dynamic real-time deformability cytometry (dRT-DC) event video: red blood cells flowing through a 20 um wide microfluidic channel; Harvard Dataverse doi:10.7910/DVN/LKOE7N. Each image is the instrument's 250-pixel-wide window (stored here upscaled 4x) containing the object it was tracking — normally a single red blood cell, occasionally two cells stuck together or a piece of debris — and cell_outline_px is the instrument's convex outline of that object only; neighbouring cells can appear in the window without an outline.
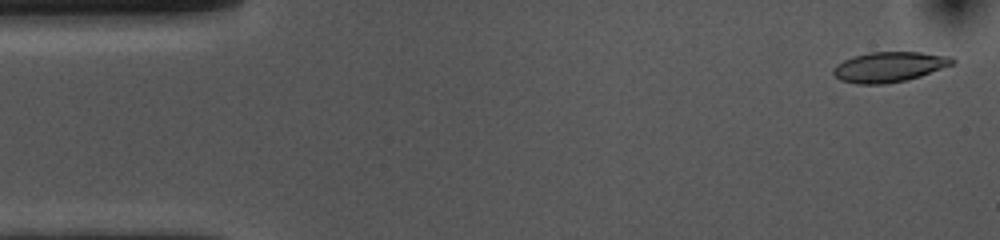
{"species": "common noctule bat (a hibernating species)", "species_latin": "Nyctalus noctula", "temperature_condition": "cold", "stored_images_in_passage": 54, "camera_frame_rate_fps": 3000, "um_per_image_px": 0.085, "animal": {"sex": "female", "body_mass_g": 10.0, "forearm_length_mm": 53.1}, "frame": {"image": 1, "passage_image": 2, "time_ms": 0.333, "image_size_px": [1000, 240], "cell_outline_px": [[956, 64], [920, 76], [904, 80], [884, 84], [856, 84], [840, 80], [832, 72], [832, 68], [836, 64], [852, 56], [868, 52], [920, 52], [952, 56], [956, 60]], "centroid_in_image_um": [75.6, 5.67], "position_along_channel_um": 9.4, "area_um2": 21.15}}
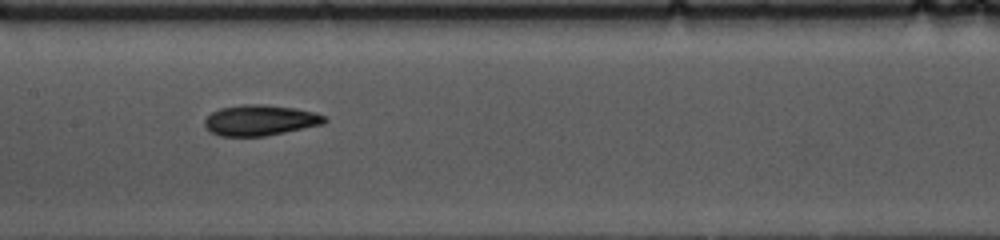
{"frame": {"image": 2, "passage_image": 25, "time_ms": 8.0, "image_size_px": [1000, 240], "cell_outline_px": [[328, 120], [324, 124], [264, 136], [220, 136], [204, 128], [204, 120], [212, 112], [220, 108], [244, 104], [264, 104], [296, 108], [316, 112], [328, 116]], "centroid_in_image_um": [22.14, 10.21], "position_along_channel_um": 185.3, "area_um2": 21.62}}
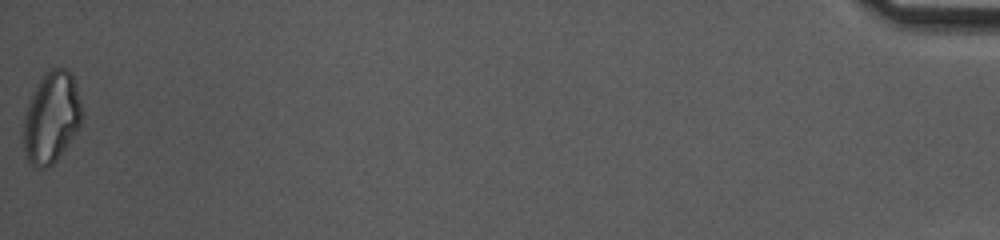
{"frame": {"image": 3, "passage_image": 54, "time_ms": 17.667, "image_size_px": [1000, 240], "cell_outline_px": [[80, 128], [56, 160], [48, 168], [36, 168], [28, 164], [24, 156], [24, 120], [28, 104], [32, 92], [44, 72], [52, 68], [64, 68], [72, 76], [76, 88], [80, 104]], "centroid_in_image_um": [4.33, 10.03], "position_along_channel_um": 430.9, "area_um2": 30.81}, "authors_computed_cell_mechanics": {"area_um2": 21.1259, "velocity_mm_per_s": 3.6247, "shape_relaxation_time_tau1_ms": 4.3667, "shape_relaxation_time_tau2_ms": 4.1059, "deformation_change_tau1": 0.1495, "deformation_change_tau2": 0.1076}}